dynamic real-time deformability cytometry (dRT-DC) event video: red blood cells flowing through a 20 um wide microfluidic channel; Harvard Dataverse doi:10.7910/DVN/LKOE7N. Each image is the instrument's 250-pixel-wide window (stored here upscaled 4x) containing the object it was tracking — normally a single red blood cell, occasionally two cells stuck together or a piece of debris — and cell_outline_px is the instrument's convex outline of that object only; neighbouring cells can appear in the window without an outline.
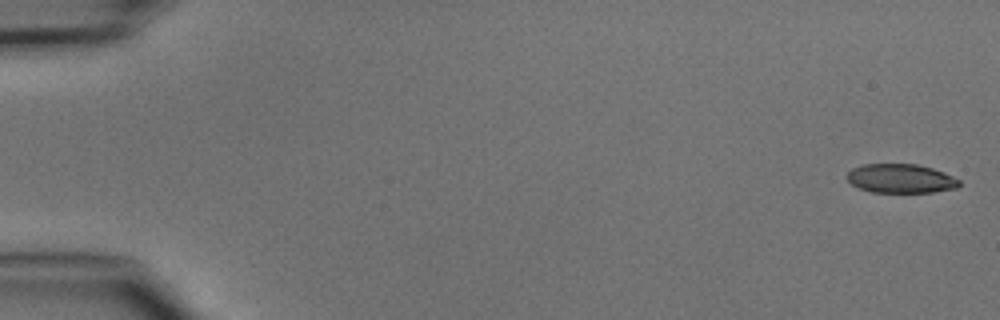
{"species": "common noctule bat (a hibernating species)", "species_latin": "Nyctalus noctula", "temperature_condition": "cold", "stored_images_in_passage": 6, "camera_frame_rate_fps": 3000, "um_per_image_px": 0.085, "animal": {"sex": "male", "body_mass_g": 15.6}, "frame": {"image": 1, "passage_image": 1, "time_ms": 0.0, "image_size_px": [1000, 320], "cell_outline_px": [[960, 184], [956, 188], [932, 192], [872, 192], [860, 188], [852, 184], [848, 180], [848, 172], [852, 168], [864, 164], [916, 164], [932, 168], [944, 172], [960, 180]], "centroid_in_image_um": [76.58, 15.17], "position_along_channel_um": 8.4, "area_um2": 18.84}}
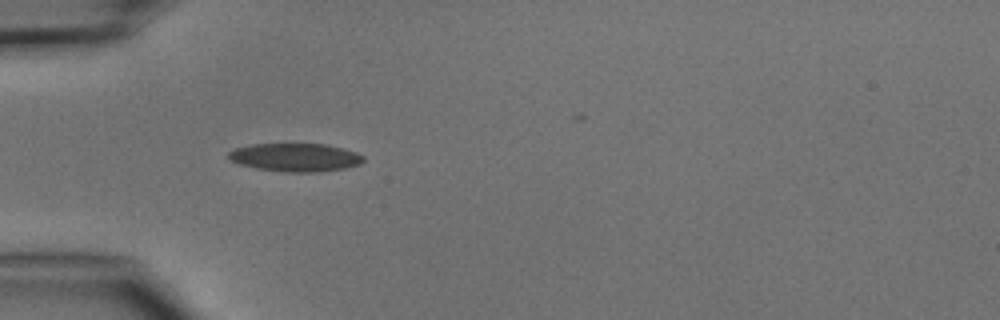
{"frame": {"image": 2, "passage_image": 5, "time_ms": 4.667, "image_size_px": [1000, 320], "cell_outline_px": [[364, 160], [360, 164], [344, 168], [320, 172], [284, 172], [256, 168], [240, 164], [232, 160], [228, 156], [228, 152], [236, 148], [252, 144], [324, 144], [344, 148], [356, 152], [364, 156]], "centroid_in_image_um": [25.13, 13.38], "position_along_channel_um": 59.9, "area_um2": 22.14}}